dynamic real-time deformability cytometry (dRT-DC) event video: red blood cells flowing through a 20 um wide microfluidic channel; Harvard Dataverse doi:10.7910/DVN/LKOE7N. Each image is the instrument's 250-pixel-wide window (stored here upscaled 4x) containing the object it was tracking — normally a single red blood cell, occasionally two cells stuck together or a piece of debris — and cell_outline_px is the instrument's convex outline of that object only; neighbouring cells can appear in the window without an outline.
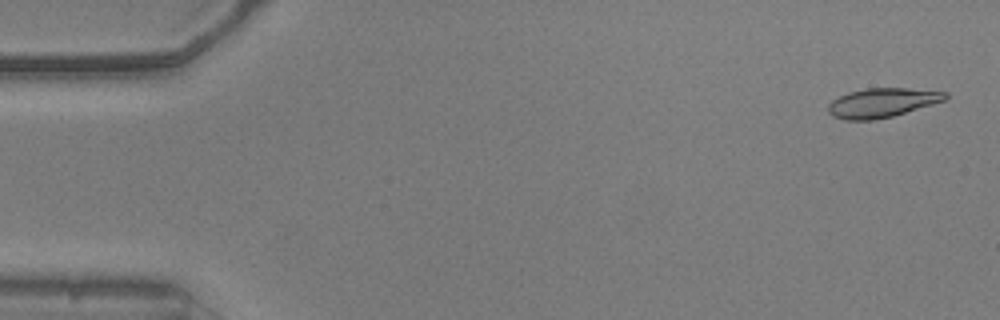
{"species": "common noctule bat (a hibernating species)", "species_latin": "Nyctalus noctula", "temperature_condition": "warm", "stored_images_in_passage": 51, "camera_frame_rate_fps": 3000, "um_per_image_px": 0.085, "animal": {"sex": "male", "body_mass_g": 20.5, "forearm_length_mm": 52.5}, "frame": {"image": 1, "passage_image": 2, "time_ms": 0.333, "image_size_px": [1000, 320], "cell_outline_px": [[948, 96], [944, 100], [932, 104], [892, 116], [872, 120], [844, 120], [832, 116], [828, 112], [828, 104], [832, 100], [848, 92], [868, 88], [908, 88], [948, 92]], "centroid_in_image_um": [74.95, 8.73], "position_along_channel_um": 10.1, "area_um2": 19.83}}
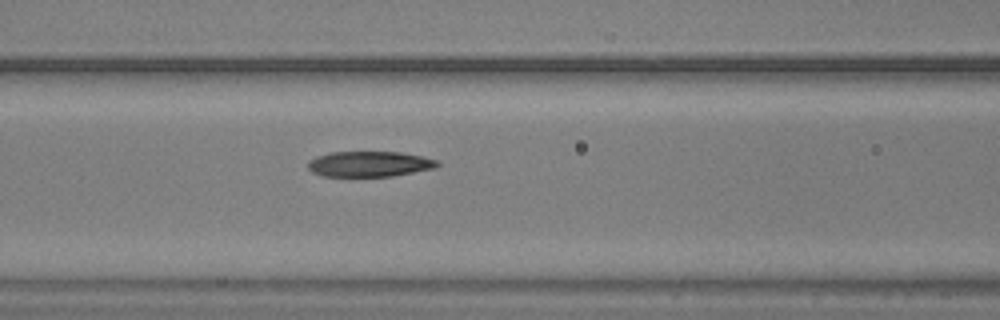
{"frame": {"image": 2, "passage_image": 22, "time_ms": 7.0, "image_size_px": [1000, 320], "cell_outline_px": [[440, 164], [436, 168], [392, 176], [324, 176], [312, 172], [308, 168], [308, 160], [316, 156], [328, 152], [400, 152], [424, 156], [436, 160]], "centroid_in_image_um": [31.4, 13.93], "position_along_channel_um": 135.2, "area_um2": 19.31}}
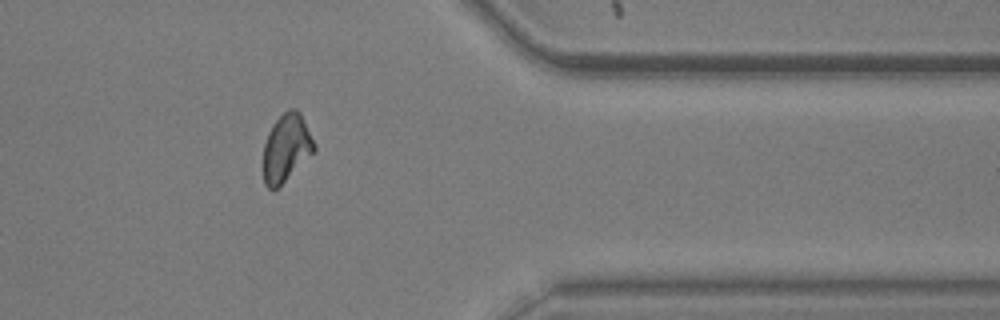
{"frame": {"image": 3, "passage_image": 43, "time_ms": 14.0, "image_size_px": [1000, 320], "cell_outline_px": [[316, 152], [276, 188], [268, 188], [264, 184], [264, 144], [268, 132], [272, 124], [288, 108], [296, 108], [300, 112], [316, 144]], "centroid_in_image_um": [24.37, 12.54], "position_along_channel_um": 387.0, "area_um2": 20.06}, "authors_computed_cell_mechanics": {"area_um2": 20.1144, "velocity_mm_per_s": 3.839, "shape_relaxation_time_tau1_ms": 3.658, "shape_relaxation_time_tau2_ms": 2.4671, "deformation_change_tau1": 0.1618, "deformation_change_tau2": 0.0927}}